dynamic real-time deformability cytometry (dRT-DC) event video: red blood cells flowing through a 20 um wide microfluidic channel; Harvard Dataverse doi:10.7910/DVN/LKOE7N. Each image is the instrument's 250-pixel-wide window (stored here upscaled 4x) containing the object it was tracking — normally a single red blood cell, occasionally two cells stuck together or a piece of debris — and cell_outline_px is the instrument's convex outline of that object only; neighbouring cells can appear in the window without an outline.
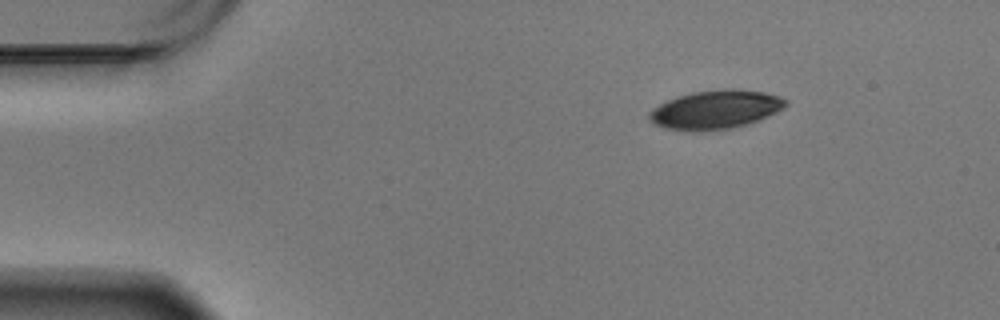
{"species": "Egyptian fruit bat (a non-hibernating species)", "species_latin": "Rousettus aegyptiacus", "temperature_condition": "warm", "stored_images_in_passage": 51, "camera_frame_rate_fps": 3000, "um_per_image_px": 0.085, "animal": {"sex": "male"}, "frame": {"image": 1, "passage_image": 1, "time_ms": 0.0, "image_size_px": [1000, 320], "cell_outline_px": [[788, 104], [784, 108], [760, 120], [748, 124], [728, 128], [704, 132], [692, 132], [664, 128], [648, 120], [648, 112], [652, 108], [676, 96], [692, 92], [728, 88], [732, 88], [764, 92], [780, 96], [788, 100]], "centroid_in_image_um": [60.81, 9.32], "position_along_channel_um": 24.2, "area_um2": 31.21}}
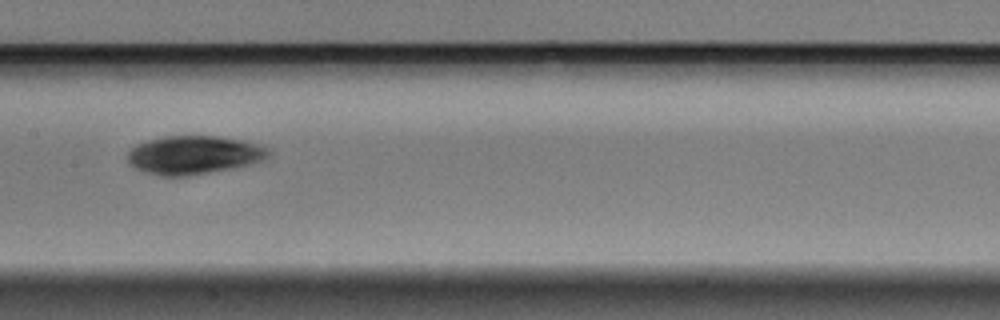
{"frame": {"image": 2, "passage_image": 22, "time_ms": 7.0, "image_size_px": [1000, 320], "cell_outline_px": [[272, 152], [268, 156], [252, 164], [236, 168], [188, 176], [160, 176], [144, 172], [132, 168], [128, 164], [128, 152], [136, 144], [148, 140], [164, 136], [216, 136], [244, 140], [260, 144], [268, 148]], "centroid_in_image_um": [16.47, 13.18], "position_along_channel_um": 190.9, "area_um2": 32.02}}
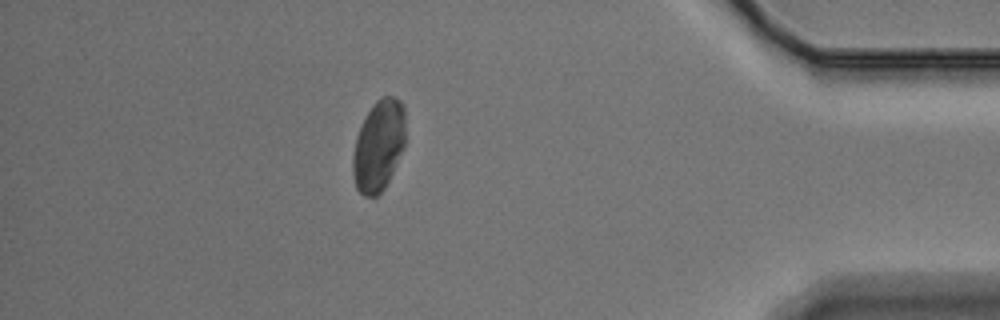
{"frame": {"image": 3, "passage_image": 44, "time_ms": 14.333, "image_size_px": [1000, 320], "cell_outline_px": [[404, 148], [384, 188], [376, 196], [364, 196], [356, 188], [352, 172], [352, 156], [356, 136], [372, 104], [380, 96], [392, 96], [400, 100], [404, 104]], "centroid_in_image_um": [32.17, 12.36], "position_along_channel_um": 403.0, "area_um2": 27.86}}